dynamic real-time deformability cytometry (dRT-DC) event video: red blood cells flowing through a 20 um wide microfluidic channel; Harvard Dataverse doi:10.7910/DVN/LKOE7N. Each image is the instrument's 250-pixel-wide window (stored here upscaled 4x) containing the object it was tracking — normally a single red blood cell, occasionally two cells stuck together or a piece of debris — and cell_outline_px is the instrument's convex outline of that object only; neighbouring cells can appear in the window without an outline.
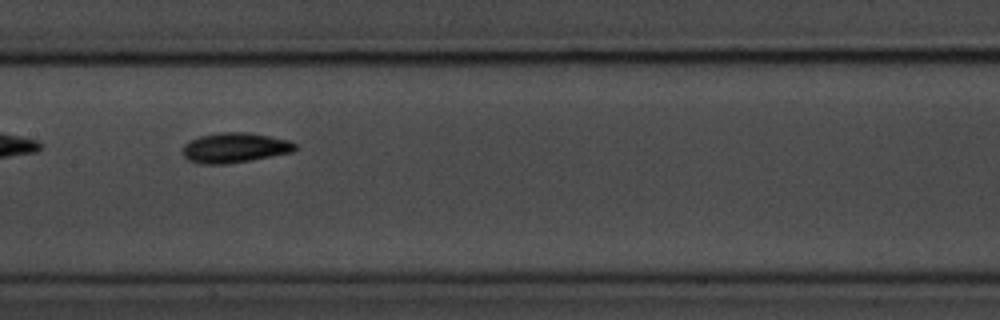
{"species": "common noctule bat (a hibernating species)", "species_latin": "Nyctalus noctula", "temperature_condition": "room temperature", "stored_images_in_passage": 15, "camera_frame_rate_fps": 3000, "um_per_image_px": 0.085, "animal": {"sex": "male", "body_mass_g": 20.1, "forearm_length_mm": 53.5}, "frame": {"image": 1, "passage_image": 7, "time_ms": 8.0, "image_size_px": [1000, 320], "cell_outline_px": [[296, 148], [292, 152], [228, 164], [200, 164], [188, 160], [180, 152], [184, 144], [188, 140], [200, 136], [220, 132], [248, 132], [288, 140], [296, 144]], "centroid_in_image_um": [19.88, 12.56], "position_along_channel_um": 187.5, "area_um2": 19.71}, "authors_computed_cell_mechanics": {"area_um2": 18.207, "velocity_mm_per_s": 3.6104, "shape_relaxation_time_tau1_ms": 0.16, "shape_relaxation_time_tau2_ms": 3.4559, "deformation_change_tau1": 0.0325, "deformation_change_tau2": 0.0548}}